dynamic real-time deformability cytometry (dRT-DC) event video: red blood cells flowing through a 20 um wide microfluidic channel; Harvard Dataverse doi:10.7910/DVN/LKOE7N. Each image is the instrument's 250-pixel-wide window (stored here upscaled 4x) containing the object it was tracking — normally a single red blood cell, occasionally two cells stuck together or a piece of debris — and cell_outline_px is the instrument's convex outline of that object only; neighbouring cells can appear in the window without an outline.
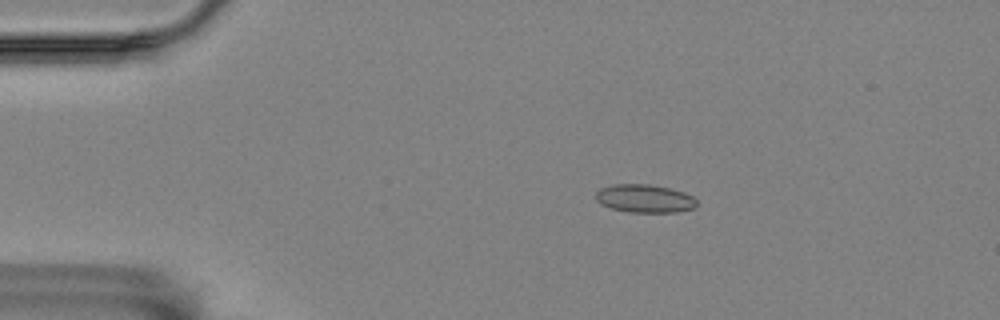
{"species": "Egyptian fruit bat (a non-hibernating species)", "species_latin": "Rousettus aegyptiacus", "temperature_condition": "room temperature", "stored_images_in_passage": 8, "camera_frame_rate_fps": 3000, "um_per_image_px": 0.085, "animal": {"sex": "female"}, "frame": {"image": 1, "passage_image": 3, "time_ms": 0.667, "image_size_px": [1000, 320], "cell_outline_px": [[696, 208], [676, 212], [628, 212], [612, 208], [600, 204], [596, 200], [596, 192], [600, 188], [616, 184], [648, 184], [668, 188], [684, 192], [692, 196], [696, 200]], "centroid_in_image_um": [54.79, 16.88], "position_along_channel_um": 30.2, "area_um2": 16.53}}
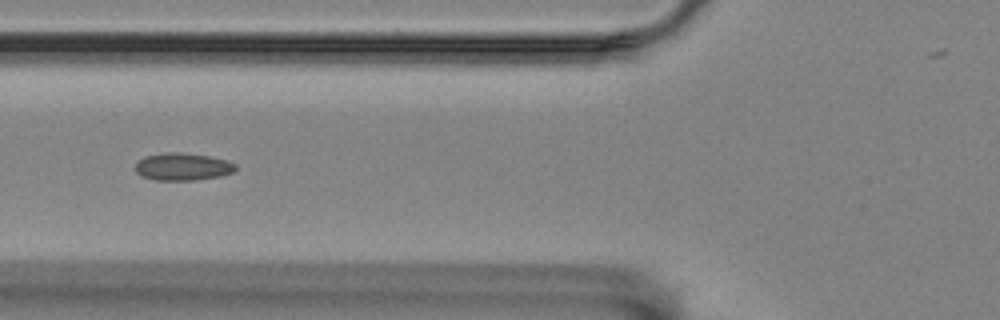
{"frame": {"image": 2, "passage_image": 6, "time_ms": 1.667, "image_size_px": [1000, 320], "cell_outline_px": [[236, 168], [232, 172], [220, 176], [192, 180], [156, 180], [140, 176], [136, 172], [136, 164], [144, 156], [164, 152], [180, 152], [208, 156], [228, 160], [236, 164]], "centroid_in_image_um": [15.51, 14.16], "position_along_channel_um": 110.3, "area_um2": 16.01}}
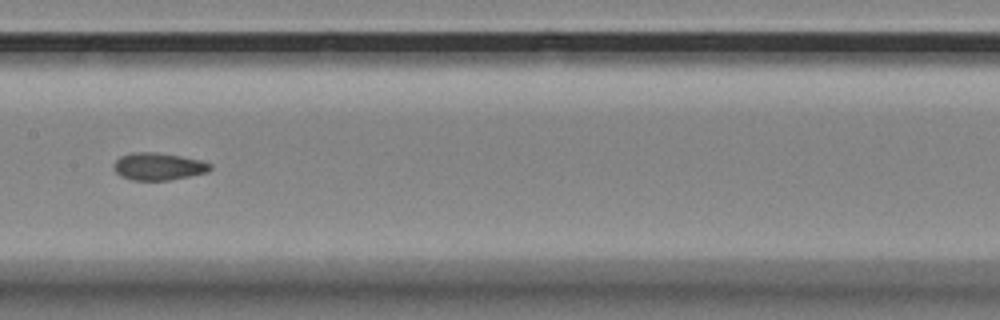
{"frame": {"image": 3, "passage_image": 8, "time_ms": 2.333, "image_size_px": [1000, 320], "cell_outline_px": [[212, 168], [208, 172], [168, 180], [132, 180], [120, 176], [112, 168], [112, 164], [120, 156], [132, 152], [156, 152], [180, 156], [200, 160], [212, 164]], "centroid_in_image_um": [13.43, 14.14], "position_along_channel_um": 194.0, "area_um2": 15.43}}